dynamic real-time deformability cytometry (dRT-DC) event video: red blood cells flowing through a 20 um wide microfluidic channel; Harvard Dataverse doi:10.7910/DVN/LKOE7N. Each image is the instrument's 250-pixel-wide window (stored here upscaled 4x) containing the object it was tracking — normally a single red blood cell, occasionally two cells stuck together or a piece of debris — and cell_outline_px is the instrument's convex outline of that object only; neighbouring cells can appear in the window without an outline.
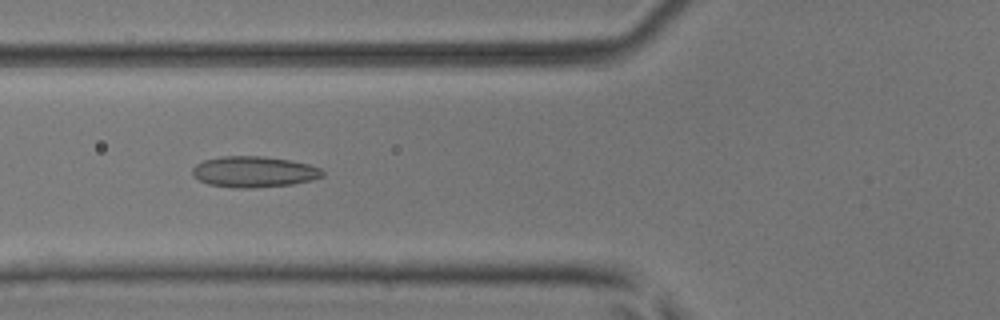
{"species": "common noctule bat (a hibernating species)", "species_latin": "Nyctalus noctula", "temperature_condition": "room temperature", "stored_images_in_passage": 6, "camera_frame_rate_fps": 3000, "um_per_image_px": 0.085, "animal": {"sex": "male", "body_mass_g": 17.9, "forearm_length_mm": 54.2}, "frame": {"image": 1, "passage_image": 4, "time_ms": 1.0, "image_size_px": [1000, 320], "cell_outline_px": [[324, 176], [312, 180], [292, 184], [252, 188], [236, 188], [208, 184], [192, 176], [192, 168], [196, 164], [204, 160], [224, 156], [260, 156], [288, 160], [308, 164], [320, 168], [324, 172]], "centroid_in_image_um": [21.57, 14.61], "position_along_channel_um": 104.2, "area_um2": 23.41}}
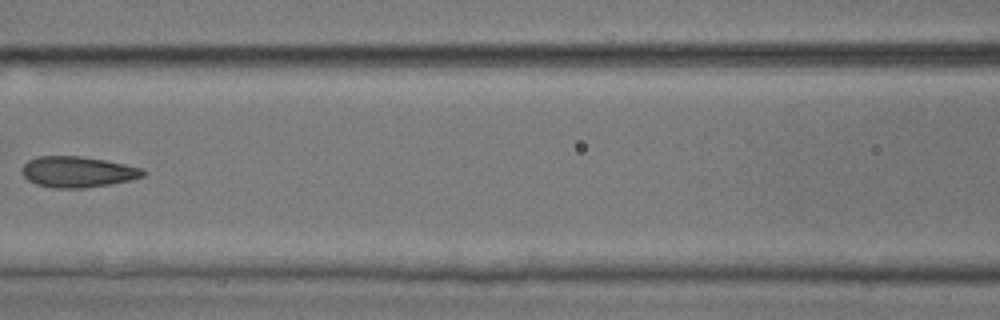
{"frame": {"image": 2, "passage_image": 5, "time_ms": 1.333, "image_size_px": [1000, 320], "cell_outline_px": [[144, 176], [128, 180], [108, 184], [84, 188], [52, 188], [36, 184], [28, 180], [24, 176], [24, 164], [28, 160], [36, 156], [80, 156], [104, 160], [124, 164], [140, 168], [144, 172]], "centroid_in_image_um": [6.56, 14.61], "position_along_channel_um": 160.0, "area_um2": 21.44}}
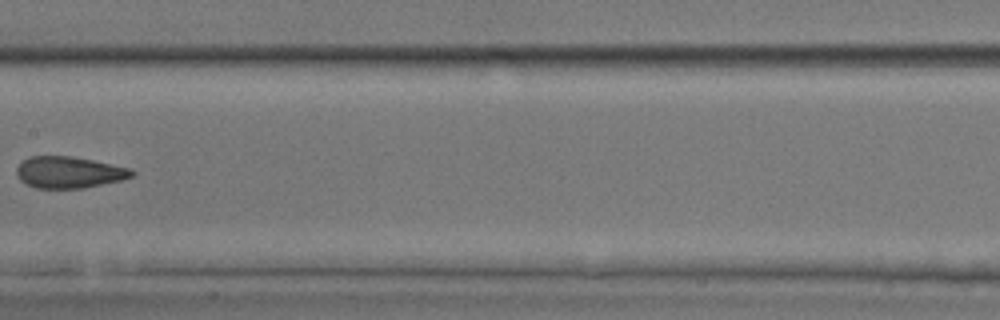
{"frame": {"image": 3, "passage_image": 6, "time_ms": 1.667, "image_size_px": [1000, 320], "cell_outline_px": [[136, 172], [132, 176], [120, 180], [84, 188], [36, 188], [20, 180], [16, 172], [16, 168], [24, 160], [32, 156], [68, 156], [92, 160], [132, 168]], "centroid_in_image_um": [5.88, 14.65], "position_along_channel_um": 201.5, "area_um2": 20.98}}